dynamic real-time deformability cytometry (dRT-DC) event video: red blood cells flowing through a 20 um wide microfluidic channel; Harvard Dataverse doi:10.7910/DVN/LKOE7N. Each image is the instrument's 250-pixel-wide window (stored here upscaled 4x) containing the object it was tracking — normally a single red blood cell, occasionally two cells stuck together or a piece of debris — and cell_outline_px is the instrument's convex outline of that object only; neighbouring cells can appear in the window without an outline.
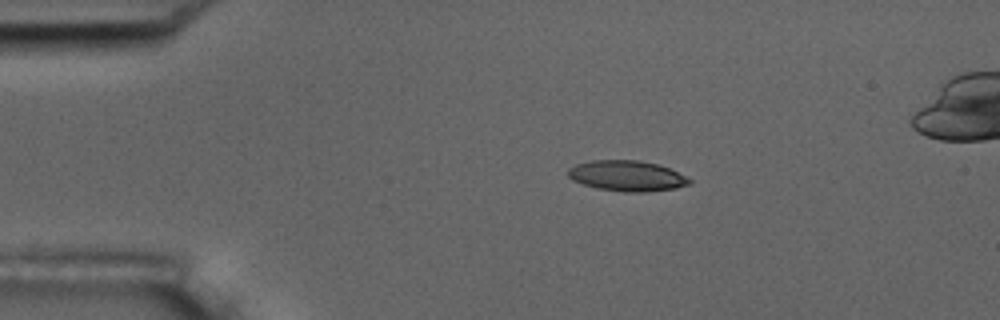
{"species": "common noctule bat (a hibernating species)", "species_latin": "Nyctalus noctula", "temperature_condition": "room temperature", "stored_images_in_passage": 10, "camera_frame_rate_fps": 3000, "um_per_image_px": 0.085, "animal": {"sex": "male", "body_mass_g": 17.5, "forearm_length_mm": 52.3}, "frame": {"image": 1, "passage_image": 2, "time_ms": 1.333, "image_size_px": [1000, 320], "cell_outline_px": [[692, 184], [676, 188], [644, 192], [624, 192], [596, 188], [572, 180], [568, 176], [568, 168], [576, 164], [592, 160], [640, 160], [656, 164], [668, 168], [692, 180]], "centroid_in_image_um": [53.28, 14.95], "position_along_channel_um": 31.7, "area_um2": 21.56}}
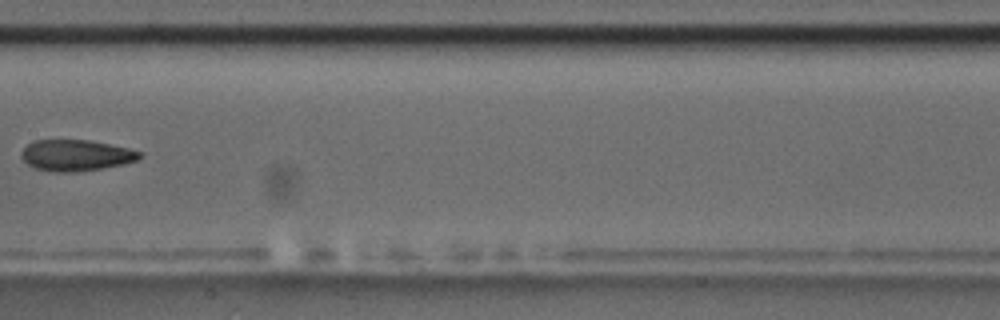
{"frame": {"image": 2, "passage_image": 7, "time_ms": 7.333, "image_size_px": [1000, 320], "cell_outline_px": [[144, 156], [136, 160], [124, 164], [76, 172], [52, 172], [36, 168], [28, 164], [20, 156], [20, 152], [32, 140], [88, 140], [128, 148], [144, 152]], "centroid_in_image_um": [6.46, 13.2], "position_along_channel_um": 200.9, "area_um2": 21.5}}
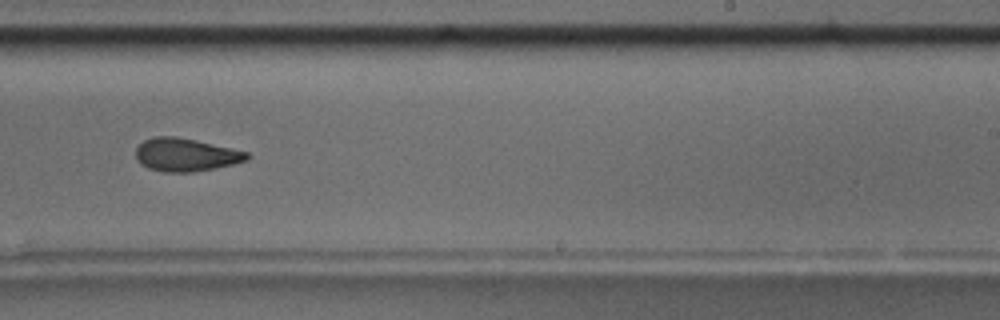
{"frame": {"image": 3, "passage_image": 9, "time_ms": 9.333, "image_size_px": [1000, 320], "cell_outline_px": [[252, 156], [248, 160], [216, 168], [192, 172], [164, 172], [148, 168], [140, 164], [136, 160], [136, 148], [144, 140], [152, 136], [176, 136], [196, 140], [232, 148], [248, 152]], "centroid_in_image_um": [15.78, 13.15], "position_along_channel_um": 273.2, "area_um2": 21.62}}